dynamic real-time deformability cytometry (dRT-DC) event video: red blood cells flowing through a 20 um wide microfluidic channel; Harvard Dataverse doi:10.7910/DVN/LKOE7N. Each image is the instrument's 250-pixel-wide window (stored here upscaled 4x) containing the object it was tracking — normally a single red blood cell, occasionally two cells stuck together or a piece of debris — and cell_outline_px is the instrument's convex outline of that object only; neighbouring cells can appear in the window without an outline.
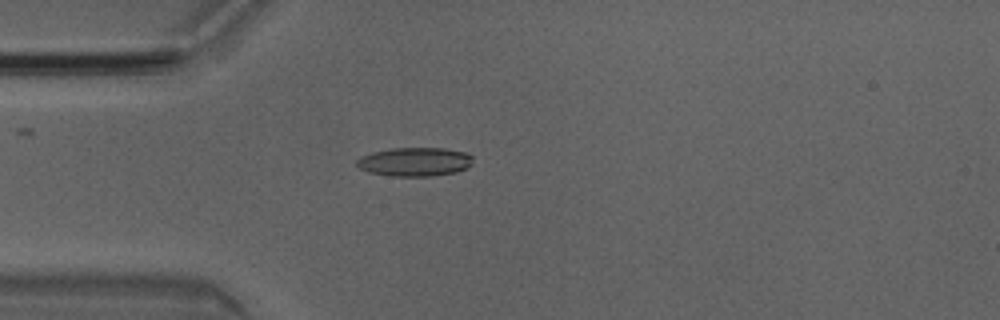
{"species": "Egyptian fruit bat (a non-hibernating species)", "species_latin": "Rousettus aegyptiacus", "temperature_condition": "room temperature", "stored_images_in_passage": 50, "camera_frame_rate_fps": 3000, "um_per_image_px": 0.085, "animal": {"sex": "male"}, "frame": {"image": 1, "passage_image": 13, "time_ms": 4.0, "image_size_px": [1000, 320], "cell_outline_px": [[472, 164], [468, 168], [456, 172], [432, 176], [392, 176], [368, 172], [360, 168], [356, 164], [356, 160], [360, 156], [372, 152], [392, 148], [444, 148], [464, 152], [472, 156]], "centroid_in_image_um": [35.25, 13.75], "position_along_channel_um": 49.7, "area_um2": 19.59}}
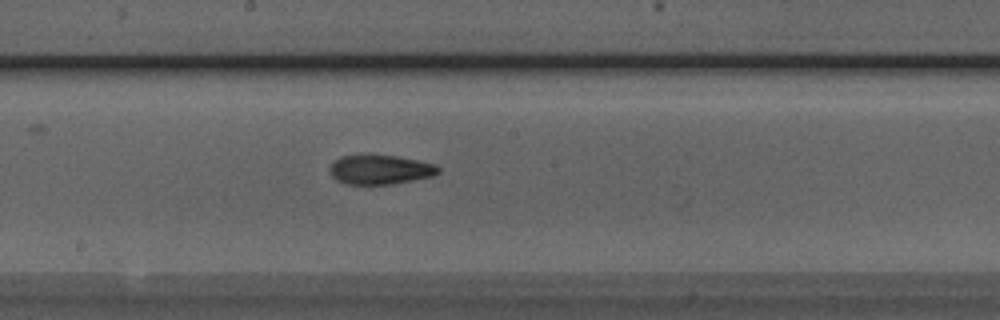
{"frame": {"image": 2, "passage_image": 26, "time_ms": 8.333, "image_size_px": [1000, 320], "cell_outline_px": [[440, 172], [432, 176], [412, 180], [388, 184], [344, 184], [336, 180], [332, 176], [328, 168], [340, 156], [396, 156], [436, 164], [440, 168]], "centroid_in_image_um": [32.31, 14.43], "position_along_channel_um": 215.9, "area_um2": 18.26}}
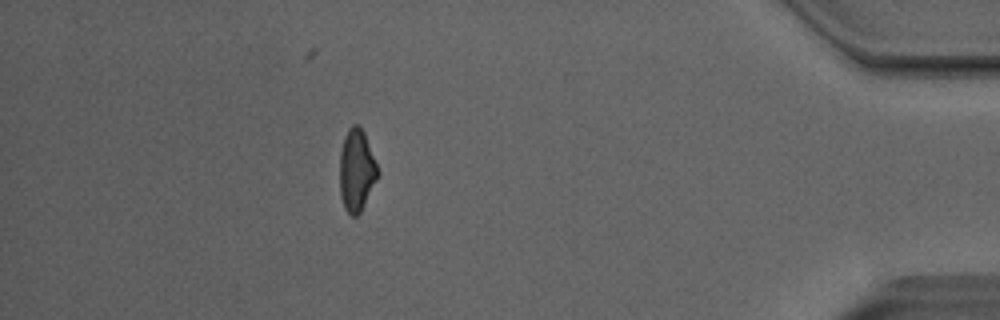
{"frame": {"image": 3, "passage_image": 44, "time_ms": 14.333, "image_size_px": [1000, 320], "cell_outline_px": [[380, 172], [360, 212], [356, 216], [352, 216], [344, 208], [340, 196], [340, 152], [344, 136], [348, 128], [352, 124], [360, 124], [364, 132]], "centroid_in_image_um": [30.3, 14.44], "position_along_channel_um": 404.9, "area_um2": 18.21}, "authors_computed_cell_mechanics": {"area_um2": 18.6983, "velocity_mm_per_s": 4.0413, "shape_relaxation_time_tau1_ms": 5.1479, "shape_relaxation_time_tau2_ms": 2.4878, "deformation_change_tau1": 0.1684, "deformation_change_tau2": 0.1072}}